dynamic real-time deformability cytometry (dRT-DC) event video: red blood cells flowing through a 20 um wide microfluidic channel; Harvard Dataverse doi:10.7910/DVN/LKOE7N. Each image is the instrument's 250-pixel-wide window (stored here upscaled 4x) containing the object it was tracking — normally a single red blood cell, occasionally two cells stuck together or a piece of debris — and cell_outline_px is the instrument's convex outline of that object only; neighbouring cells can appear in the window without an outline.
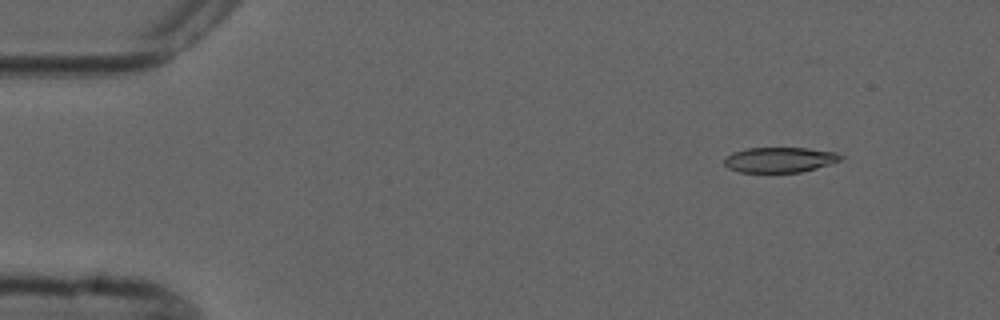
{"species": "common noctule bat (a hibernating species)", "species_latin": "Nyctalus noctula", "temperature_condition": "cold", "stored_images_in_passage": 5, "camera_frame_rate_fps": 3000, "um_per_image_px": 0.085, "animal": {"sex": "male", "forearm_length_mm": 52.5}, "frame": {"image": 1, "passage_image": 1, "time_ms": 0.0, "image_size_px": [1000, 320], "cell_outline_px": [[844, 156], [840, 160], [816, 168], [800, 172], [740, 172], [728, 168], [724, 164], [724, 160], [732, 152], [748, 148], [808, 148], [836, 152]], "centroid_in_image_um": [66.27, 13.57], "position_along_channel_um": 18.7, "area_um2": 16.99}}
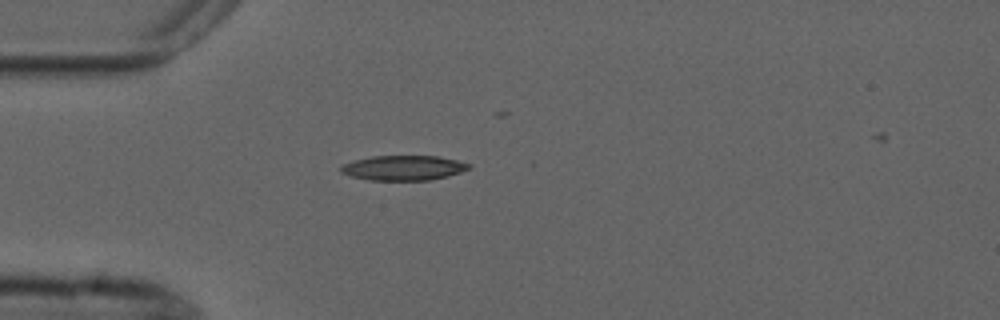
{"frame": {"image": 2, "passage_image": 3, "time_ms": 3.0, "image_size_px": [1000, 320], "cell_outline_px": [[472, 168], [448, 176], [428, 180], [368, 180], [352, 176], [340, 172], [340, 168], [344, 164], [356, 160], [372, 156], [436, 156], [456, 160], [472, 164]], "centroid_in_image_um": [34.33, 14.27], "position_along_channel_um": 50.7, "area_um2": 18.44}}